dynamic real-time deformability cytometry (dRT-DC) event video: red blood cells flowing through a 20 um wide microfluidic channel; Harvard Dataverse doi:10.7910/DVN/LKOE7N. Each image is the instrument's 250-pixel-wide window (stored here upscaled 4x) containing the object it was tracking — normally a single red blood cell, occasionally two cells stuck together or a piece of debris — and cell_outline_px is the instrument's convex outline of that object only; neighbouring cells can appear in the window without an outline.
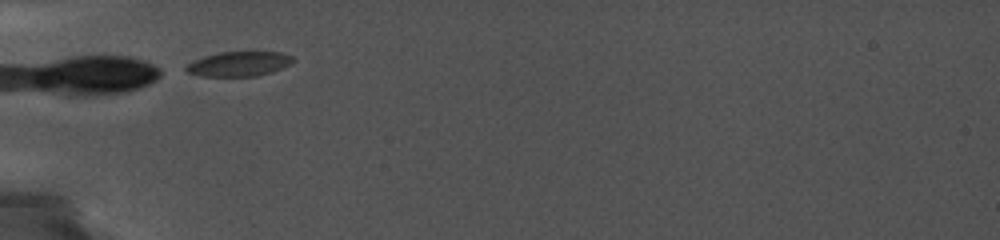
{"species": "common noctule bat (a hibernating species)", "species_latin": "Nyctalus noctula", "temperature_condition": "cold", "stored_images_in_passage": 12, "camera_frame_rate_fps": 5000, "um_per_image_px": 0.085, "animal": {"sex": "female", "body_mass_g": 19.0, "forearm_length_mm": 56.7}, "frame": {"image": 1, "passage_image": 1, "time_ms": 0.0, "image_size_px": [1000, 240], "cell_outline_px": [[296, 60], [292, 64], [272, 72], [256, 76], [200, 76], [188, 72], [184, 68], [192, 60], [204, 56], [220, 52], [280, 52], [292, 56]], "centroid_in_image_um": [20.33, 5.43], "position_along_channel_um": 64.7, "area_um2": 15.49}}